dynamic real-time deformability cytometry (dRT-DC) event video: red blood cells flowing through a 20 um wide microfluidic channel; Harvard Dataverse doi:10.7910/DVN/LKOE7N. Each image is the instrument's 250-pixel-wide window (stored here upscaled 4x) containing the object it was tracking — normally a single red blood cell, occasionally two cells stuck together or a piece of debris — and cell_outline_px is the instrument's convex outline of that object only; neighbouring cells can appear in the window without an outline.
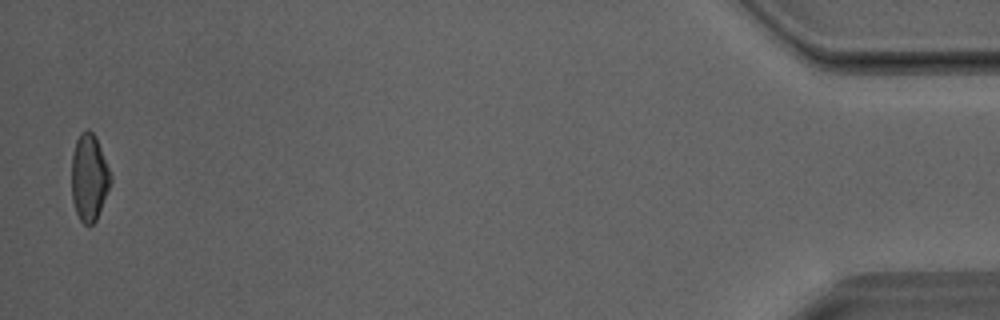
{"species": "Egyptian fruit bat (a non-hibernating species)", "species_latin": "Rousettus aegyptiacus", "temperature_condition": "room temperature", "stored_images_in_passage": 32, "camera_frame_rate_fps": 3000, "um_per_image_px": 0.085, "animal": {"sex": "male"}, "frame": {"image": 1, "passage_image": 32, "time_ms": 10.333, "image_size_px": [1000, 320], "cell_outline_px": [[112, 180], [96, 220], [92, 224], [84, 224], [80, 220], [76, 212], [72, 200], [72, 152], [76, 140], [80, 132], [88, 128], [96, 136], [112, 176]], "centroid_in_image_um": [7.57, 15.05], "position_along_channel_um": 427.6, "area_um2": 19.77}}